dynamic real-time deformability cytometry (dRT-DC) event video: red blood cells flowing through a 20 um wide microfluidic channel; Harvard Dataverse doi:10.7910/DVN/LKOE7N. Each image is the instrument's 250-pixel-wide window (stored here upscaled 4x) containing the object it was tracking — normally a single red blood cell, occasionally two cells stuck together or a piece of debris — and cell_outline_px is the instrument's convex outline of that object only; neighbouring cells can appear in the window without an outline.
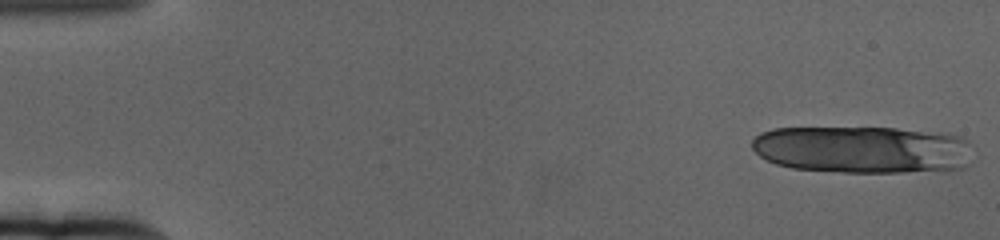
{"species": "human", "species_latin": "Homo sapiens", "temperature_condition": "cold", "stored_images_in_passage": 17, "camera_frame_rate_fps": 3000, "um_per_image_px": 0.085, "donor": {"sex": "female"}, "frame": {"image": 1, "passage_image": 1, "time_ms": 0.0, "image_size_px": [1000, 240], "cell_outline_px": [[968, 164], [964, 168], [900, 172], [844, 172], [792, 168], [776, 164], [760, 156], [752, 148], [752, 140], [760, 132], [772, 128], [896, 128], [948, 132], [960, 136], [968, 140]], "centroid_in_image_um": [73.31, 12.69], "position_along_channel_um": 11.7, "area_um2": 61.09}}